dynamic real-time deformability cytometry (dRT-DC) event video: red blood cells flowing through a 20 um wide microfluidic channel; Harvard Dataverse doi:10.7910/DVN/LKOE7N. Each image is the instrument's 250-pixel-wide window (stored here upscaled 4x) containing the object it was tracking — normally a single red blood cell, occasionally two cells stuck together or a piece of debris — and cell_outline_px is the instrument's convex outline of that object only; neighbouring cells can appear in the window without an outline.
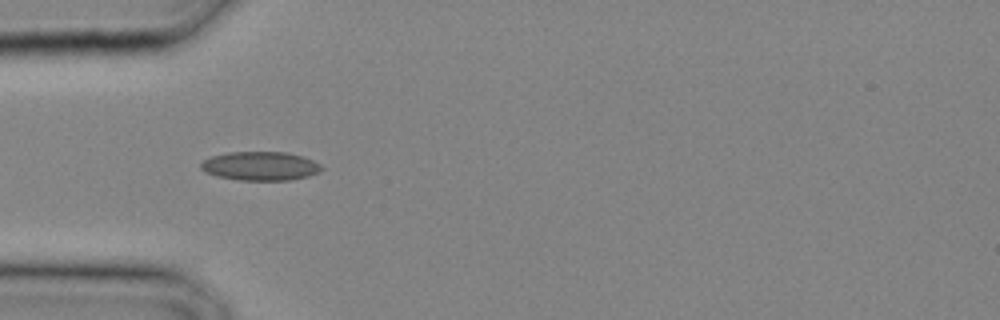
{"species": "common noctule bat (a hibernating species)", "species_latin": "Nyctalus noctula", "temperature_condition": "cold", "stored_images_in_passage": 29, "camera_frame_rate_fps": 3000, "um_per_image_px": 0.085, "animal": {"sex": "male", "body_mass_g": 20.4}, "frame": {"image": 1, "passage_image": 9, "time_ms": 2.667, "image_size_px": [1000, 320], "cell_outline_px": [[324, 168], [320, 172], [308, 176], [292, 180], [240, 180], [216, 176], [204, 172], [200, 168], [200, 164], [204, 160], [212, 156], [228, 152], [288, 152], [312, 160], [320, 164]], "centroid_in_image_um": [22.13, 14.12], "position_along_channel_um": 62.9, "area_um2": 20.35}}
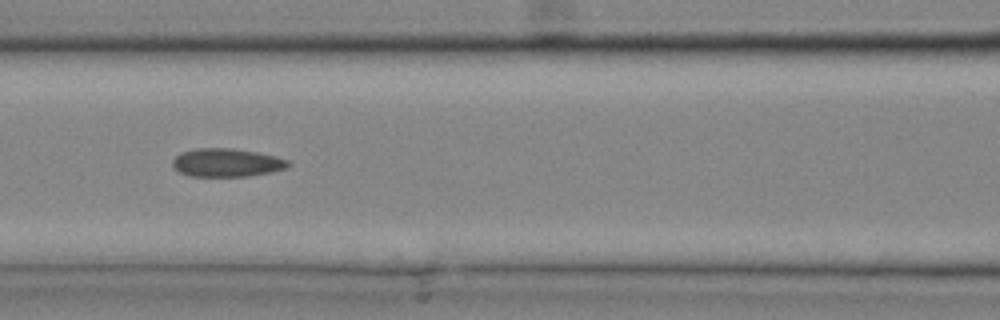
{"frame": {"image": 2, "passage_image": 13, "time_ms": 4.0, "image_size_px": [1000, 320], "cell_outline_px": [[292, 164], [288, 168], [272, 172], [248, 176], [188, 176], [180, 172], [172, 164], [172, 160], [180, 152], [196, 148], [232, 148], [256, 152], [276, 156], [288, 160]], "centroid_in_image_um": [19.29, 13.82], "position_along_channel_um": 147.3, "area_um2": 19.19}}